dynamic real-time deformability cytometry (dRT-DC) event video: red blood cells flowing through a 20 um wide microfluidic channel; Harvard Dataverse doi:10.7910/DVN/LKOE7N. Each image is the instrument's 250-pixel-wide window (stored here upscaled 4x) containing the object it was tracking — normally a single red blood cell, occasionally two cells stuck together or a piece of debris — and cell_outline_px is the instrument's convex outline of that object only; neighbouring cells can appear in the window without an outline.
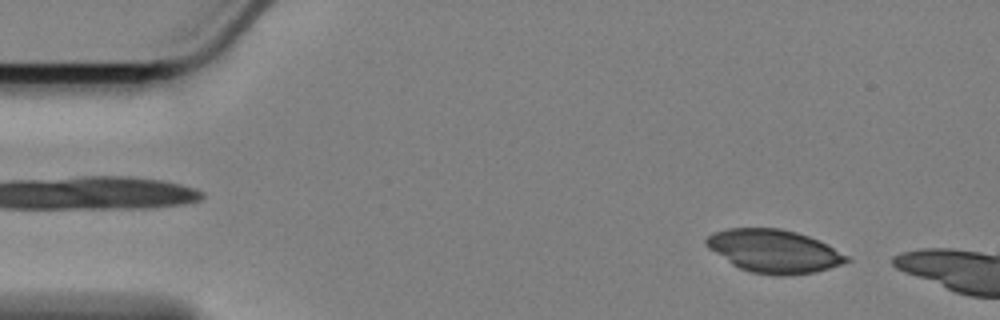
{"species": "Egyptian fruit bat (a non-hibernating species)", "species_latin": "Rousettus aegyptiacus", "temperature_condition": "cold", "stored_images_in_passage": 11, "camera_frame_rate_fps": 3000, "um_per_image_px": 0.085, "animal": {"sex": "female"}, "frame": {"image": 1, "passage_image": 5, "time_ms": 1.333, "image_size_px": [1000, 320], "cell_outline_px": [[852, 260], [816, 272], [784, 276], [780, 276], [752, 272], [740, 268], [732, 264], [708, 248], [704, 240], [712, 232], [728, 228], [780, 228], [796, 232], [808, 236], [848, 256]], "centroid_in_image_um": [65.75, 21.34], "position_along_channel_um": 19.3, "area_um2": 34.85}}